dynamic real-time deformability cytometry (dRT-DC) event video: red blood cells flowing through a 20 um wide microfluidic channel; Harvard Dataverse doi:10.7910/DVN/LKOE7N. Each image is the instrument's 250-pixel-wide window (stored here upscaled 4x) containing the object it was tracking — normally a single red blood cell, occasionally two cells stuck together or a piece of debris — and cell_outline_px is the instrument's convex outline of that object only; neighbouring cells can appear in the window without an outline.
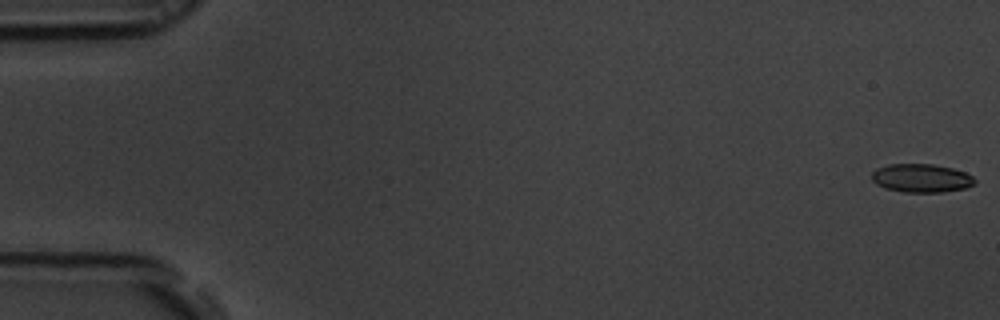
{"species": "common noctule bat (a hibernating species)", "species_latin": "Nyctalus noctula", "temperature_condition": "room temperature", "stored_images_in_passage": 55, "camera_frame_rate_fps": 3000, "um_per_image_px": 0.085, "animal": {"sex": "male", "body_mass_g": 19.5, "forearm_length_mm": 54.6}, "frame": {"image": 1, "passage_image": 1, "time_ms": 0.0, "image_size_px": [1000, 320], "cell_outline_px": [[976, 184], [968, 188], [944, 192], [904, 192], [884, 188], [876, 184], [872, 180], [872, 172], [876, 168], [888, 164], [932, 164], [952, 168], [964, 172], [972, 176], [976, 180]], "centroid_in_image_um": [78.33, 15.15], "position_along_channel_um": 6.7, "area_um2": 17.28}}
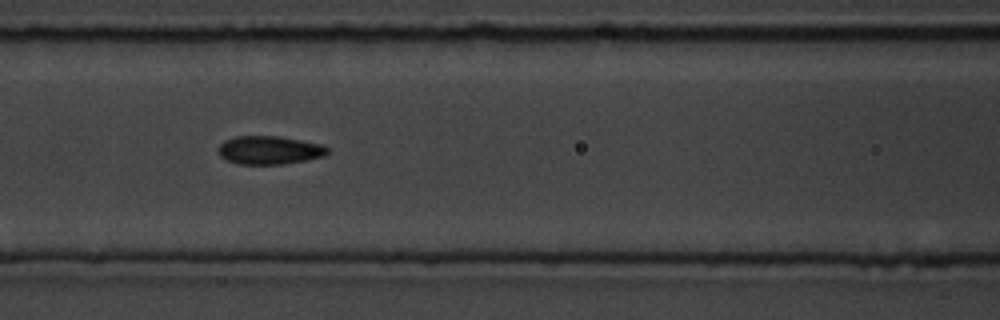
{"frame": {"image": 2, "passage_image": 24, "time_ms": 7.667, "image_size_px": [1000, 320], "cell_outline_px": [[328, 152], [324, 156], [308, 160], [280, 164], [240, 164], [228, 160], [220, 156], [216, 148], [224, 140], [236, 136], [280, 136], [320, 144], [328, 148]], "centroid_in_image_um": [22.87, 12.75], "position_along_channel_um": 143.7, "area_um2": 18.03}}
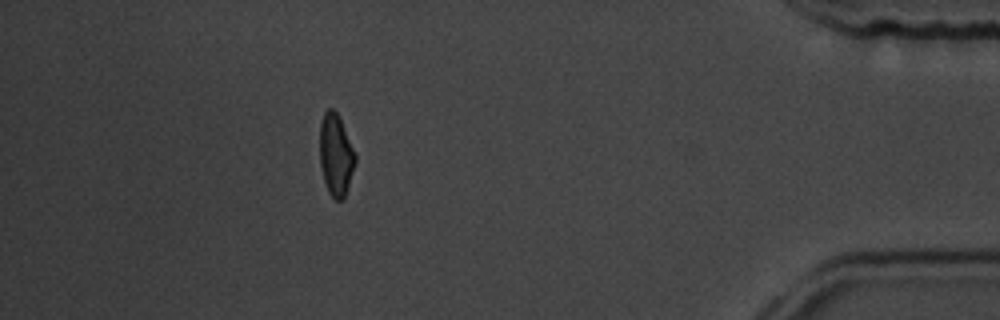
{"frame": {"image": 3, "passage_image": 49, "time_ms": 16.0, "image_size_px": [1000, 320], "cell_outline_px": [[356, 164], [344, 196], [340, 200], [336, 200], [328, 192], [324, 180], [320, 164], [320, 124], [324, 112], [328, 108], [332, 108], [336, 112], [340, 120], [356, 156]], "centroid_in_image_um": [28.53, 13.17], "position_along_channel_um": 406.7, "area_um2": 16.59}, "authors_computed_cell_mechanics": {"area_um2": 17.5712, "velocity_mm_per_s": 3.7598, "shape_relaxation_time_tau1_ms": 4.1175, "shape_relaxation_time_tau2_ms": 2.3744, "deformation_change_tau1": 0.0978, "deformation_change_tau2": 0.0666}}